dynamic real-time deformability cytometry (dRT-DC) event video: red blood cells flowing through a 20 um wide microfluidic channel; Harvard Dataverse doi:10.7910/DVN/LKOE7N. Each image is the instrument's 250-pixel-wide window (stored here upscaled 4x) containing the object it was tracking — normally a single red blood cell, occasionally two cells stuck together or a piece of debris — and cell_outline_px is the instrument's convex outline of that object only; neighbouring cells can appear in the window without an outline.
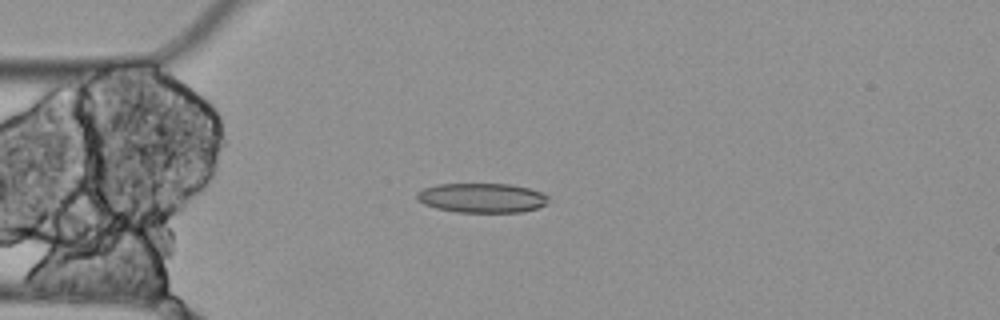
{"species": "Egyptian fruit bat (a non-hibernating species)", "species_latin": "Rousettus aegyptiacus", "temperature_condition": "cold", "stored_images_in_passage": 4, "camera_frame_rate_fps": 3000, "um_per_image_px": 0.085, "animal": {"sex": "female"}, "frame": {"image": 1, "passage_image": 3, "time_ms": 0.667, "image_size_px": [1000, 320], "cell_outline_px": [[548, 200], [544, 204], [536, 208], [520, 212], [456, 212], [436, 208], [424, 204], [416, 200], [416, 192], [424, 188], [436, 184], [512, 184], [528, 188], [540, 192], [548, 196]], "centroid_in_image_um": [40.91, 16.81], "position_along_channel_um": 44.1, "area_um2": 22.6}}